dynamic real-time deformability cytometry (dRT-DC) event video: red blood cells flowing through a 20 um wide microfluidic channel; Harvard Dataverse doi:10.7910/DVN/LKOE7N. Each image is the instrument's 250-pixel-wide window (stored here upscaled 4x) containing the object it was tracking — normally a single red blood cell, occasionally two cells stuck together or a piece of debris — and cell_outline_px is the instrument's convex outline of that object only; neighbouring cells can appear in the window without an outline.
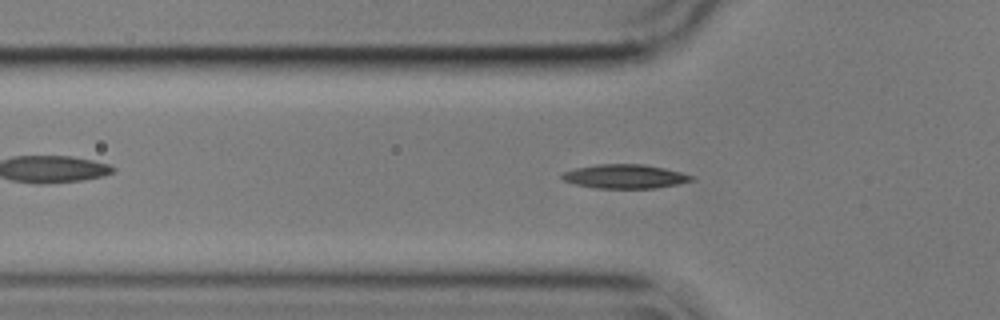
{"species": "common noctule bat (a hibernating species)", "species_latin": "Nyctalus noctula", "temperature_condition": "cold", "stored_images_in_passage": 49, "camera_frame_rate_fps": 3000, "um_per_image_px": 0.085, "animal": {"sex": "male", "body_mass_g": 17.9}, "frame": {"image": 1, "passage_image": 17, "time_ms": 5.333, "image_size_px": [1000, 320], "cell_outline_px": [[696, 176], [692, 180], [676, 184], [656, 188], [596, 188], [576, 184], [564, 180], [560, 176], [564, 172], [576, 168], [596, 164], [644, 164], [664, 168]], "centroid_in_image_um": [53.12, 14.99], "position_along_channel_um": 72.7, "area_um2": 17.98}}
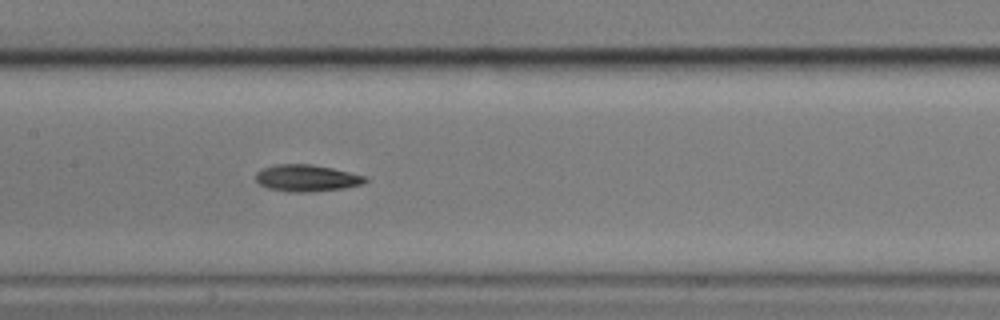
{"frame": {"image": 2, "passage_image": 26, "time_ms": 8.333, "image_size_px": [1000, 320], "cell_outline_px": [[368, 180], [360, 184], [344, 188], [308, 192], [288, 192], [268, 188], [260, 184], [256, 180], [256, 172], [264, 168], [276, 164], [312, 164], [332, 168], [368, 176]], "centroid_in_image_um": [26.08, 15.13], "position_along_channel_um": 181.3, "area_um2": 17.05}}
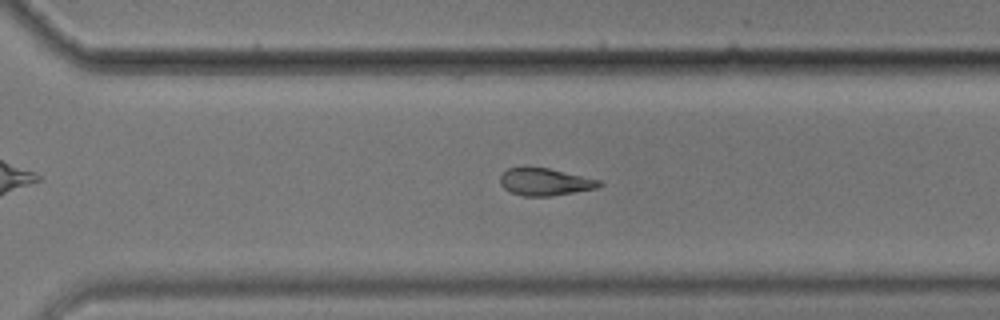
{"frame": {"image": 3, "passage_image": 38, "time_ms": 12.333, "image_size_px": [1000, 320], "cell_outline_px": [[604, 184], [596, 188], [552, 196], [524, 196], [512, 192], [504, 188], [500, 184], [500, 176], [508, 168], [524, 164], [528, 164], [548, 168], [600, 180]], "centroid_in_image_um": [46.27, 15.42], "position_along_channel_um": 324.3, "area_um2": 16.13}, "authors_computed_cell_mechanics": {"area_um2": 16.9354, "velocity_mm_per_s": 3.5822, "shape_relaxation_time_tau1_ms": 7.7759, "shape_relaxation_time_tau2_ms": 5.9534, "deformation_change_tau1": 0.1708, "deformation_change_tau2": 0.1375}}